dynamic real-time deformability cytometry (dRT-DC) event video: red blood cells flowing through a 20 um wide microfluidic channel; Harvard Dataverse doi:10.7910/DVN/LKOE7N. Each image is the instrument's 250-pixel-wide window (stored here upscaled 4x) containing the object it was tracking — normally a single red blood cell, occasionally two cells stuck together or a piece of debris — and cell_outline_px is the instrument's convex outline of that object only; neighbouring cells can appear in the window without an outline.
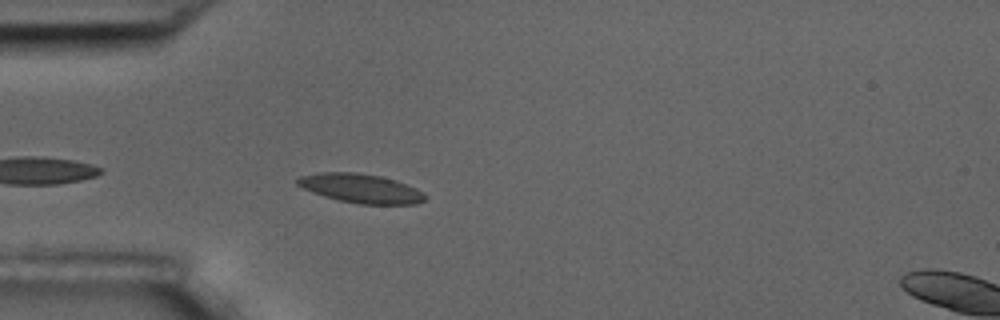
{"species": "common noctule bat (a hibernating species)", "species_latin": "Nyctalus noctula", "temperature_condition": "room temperature", "stored_images_in_passage": 5, "camera_frame_rate_fps": 3000, "um_per_image_px": 0.085, "animal": {"sex": "male", "body_mass_g": 17.5, "forearm_length_mm": 52.3}, "frame": {"image": 1, "passage_image": 5, "time_ms": 4.667, "image_size_px": [1000, 320], "cell_outline_px": [[428, 196], [424, 200], [416, 204], [360, 204], [340, 200], [324, 196], [312, 192], [296, 184], [296, 180], [300, 176], [316, 172], [356, 172], [380, 176], [396, 180], [416, 188]], "centroid_in_image_um": [30.67, 16.0], "position_along_channel_um": 54.3, "area_um2": 21.62}}